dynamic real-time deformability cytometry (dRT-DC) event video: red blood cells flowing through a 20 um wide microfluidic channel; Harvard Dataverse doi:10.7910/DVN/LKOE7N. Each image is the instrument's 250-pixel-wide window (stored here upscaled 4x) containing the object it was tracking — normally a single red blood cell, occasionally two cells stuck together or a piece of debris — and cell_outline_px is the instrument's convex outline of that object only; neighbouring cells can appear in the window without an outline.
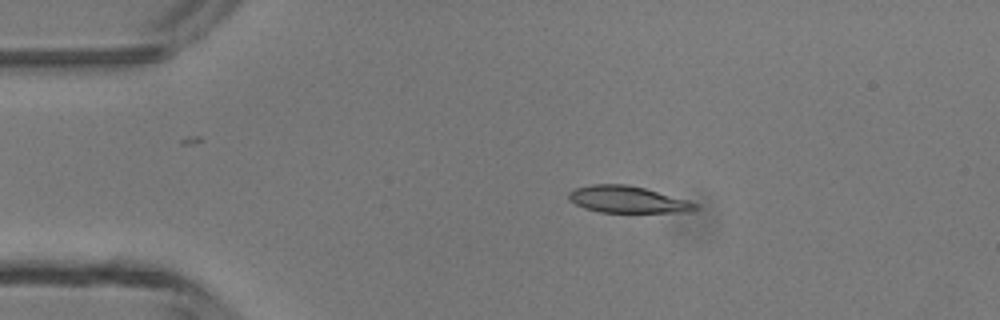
{"species": "common noctule bat (a hibernating species)", "species_latin": "Nyctalus noctula", "temperature_condition": "room temperature", "stored_images_in_passage": 3, "camera_frame_rate_fps": 3000, "um_per_image_px": 0.085, "animal": {"sex": "male", "body_mass_g": 13.3}, "frame": {"image": 1, "passage_image": 2, "time_ms": 1.333, "image_size_px": [1000, 320], "cell_outline_px": [[696, 208], [692, 212], [600, 212], [584, 208], [568, 200], [568, 192], [572, 188], [592, 184], [624, 184], [644, 188], [688, 200], [696, 204]], "centroid_in_image_um": [53.29, 16.95], "position_along_channel_um": 31.7, "area_um2": 19.71}}